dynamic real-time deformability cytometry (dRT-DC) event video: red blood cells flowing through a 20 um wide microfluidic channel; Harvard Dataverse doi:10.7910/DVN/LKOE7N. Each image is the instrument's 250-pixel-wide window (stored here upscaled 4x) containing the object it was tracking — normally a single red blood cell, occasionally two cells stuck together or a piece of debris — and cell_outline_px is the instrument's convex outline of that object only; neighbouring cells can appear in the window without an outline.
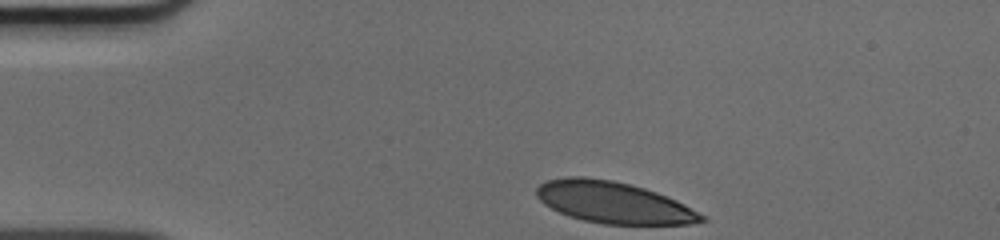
{"species": "human", "species_latin": "Homo sapiens", "temperature_condition": "cold", "stored_images_in_passage": 32, "camera_frame_rate_fps": 3000, "um_per_image_px": 0.085, "donor": {"sex": "male"}, "frame": {"image": 1, "passage_image": 1, "time_ms": 0.0, "image_size_px": [1000, 240], "cell_outline_px": [[708, 220], [692, 224], [604, 224], [584, 220], [568, 216], [544, 204], [536, 196], [536, 188], [540, 184], [548, 180], [572, 176], [584, 176], [612, 180], [644, 188], [656, 192], [676, 200], [708, 216]], "centroid_in_image_um": [52.18, 17.21], "position_along_channel_um": 32.8, "area_um2": 39.88}}
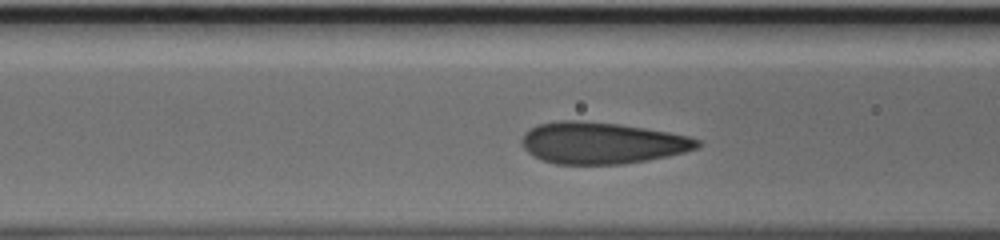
{"frame": {"image": 2, "passage_image": 11, "time_ms": 3.333, "image_size_px": [1000, 240], "cell_outline_px": [[700, 148], [668, 156], [648, 160], [624, 164], [556, 164], [532, 156], [524, 148], [520, 140], [524, 132], [536, 124], [560, 120], [576, 120], [620, 124], [668, 132], [688, 136], [700, 140]], "centroid_in_image_um": [51.14, 12.15], "position_along_channel_um": 115.5, "area_um2": 42.77}}
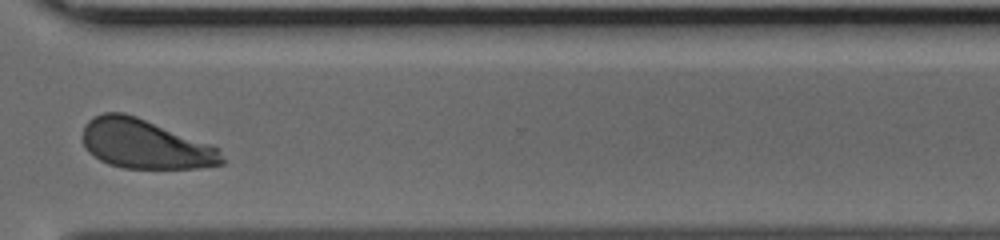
{"frame": {"image": 3, "passage_image": 29, "time_ms": 9.333, "image_size_px": [1000, 240], "cell_outline_px": [[224, 164], [200, 168], [124, 168], [108, 164], [100, 160], [88, 152], [84, 148], [80, 136], [84, 124], [92, 116], [104, 112], [124, 112], [136, 116], [208, 144], [216, 148], [220, 152], [224, 160]], "centroid_in_image_um": [12.23, 12.24], "position_along_channel_um": 358.4, "area_um2": 40.0}}